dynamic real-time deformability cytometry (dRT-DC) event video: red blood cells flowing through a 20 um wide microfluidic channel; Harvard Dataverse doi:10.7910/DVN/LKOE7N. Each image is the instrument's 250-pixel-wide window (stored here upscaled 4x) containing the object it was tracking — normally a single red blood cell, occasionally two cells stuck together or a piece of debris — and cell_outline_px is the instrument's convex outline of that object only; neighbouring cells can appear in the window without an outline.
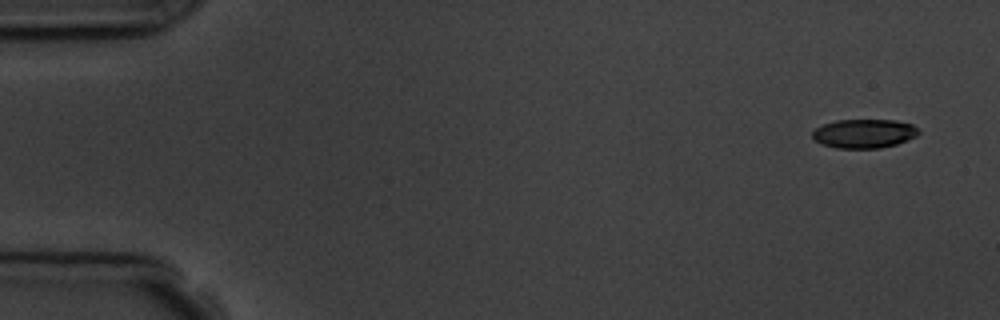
{"species": "common noctule bat (a hibernating species)", "species_latin": "Nyctalus noctula", "temperature_condition": "room temperature", "stored_images_in_passage": 5, "camera_frame_rate_fps": 3000, "um_per_image_px": 0.085, "animal": {"sex": "male", "body_mass_g": 19.5, "forearm_length_mm": 54.6}, "frame": {"image": 1, "passage_image": 1, "time_ms": 0.0, "image_size_px": [1000, 320], "cell_outline_px": [[920, 132], [916, 136], [908, 140], [896, 144], [880, 148], [836, 148], [824, 144], [816, 140], [812, 136], [812, 132], [816, 128], [824, 124], [836, 120], [896, 120], [912, 124]], "centroid_in_image_um": [73.47, 11.35], "position_along_channel_um": 11.5, "area_um2": 17.8}}
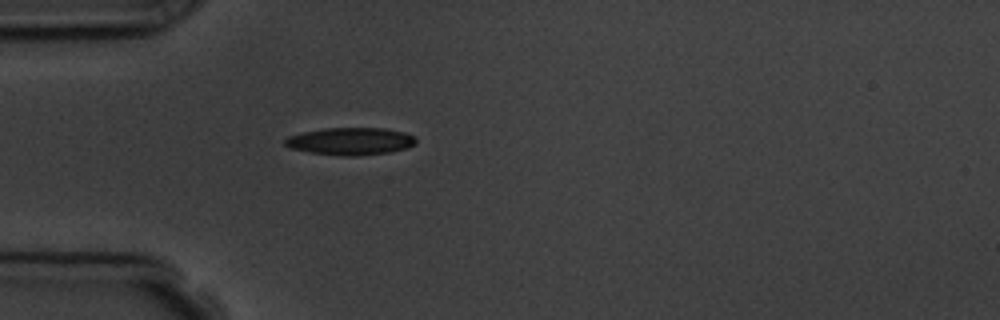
{"frame": {"image": 2, "passage_image": 5, "time_ms": 4.333, "image_size_px": [1000, 320], "cell_outline_px": [[416, 144], [408, 148], [388, 152], [356, 156], [340, 156], [312, 152], [288, 148], [284, 144], [284, 140], [288, 136], [304, 132], [324, 128], [384, 128], [404, 132], [416, 136]], "centroid_in_image_um": [29.81, 12.0], "position_along_channel_um": 55.2, "area_um2": 20.98}}